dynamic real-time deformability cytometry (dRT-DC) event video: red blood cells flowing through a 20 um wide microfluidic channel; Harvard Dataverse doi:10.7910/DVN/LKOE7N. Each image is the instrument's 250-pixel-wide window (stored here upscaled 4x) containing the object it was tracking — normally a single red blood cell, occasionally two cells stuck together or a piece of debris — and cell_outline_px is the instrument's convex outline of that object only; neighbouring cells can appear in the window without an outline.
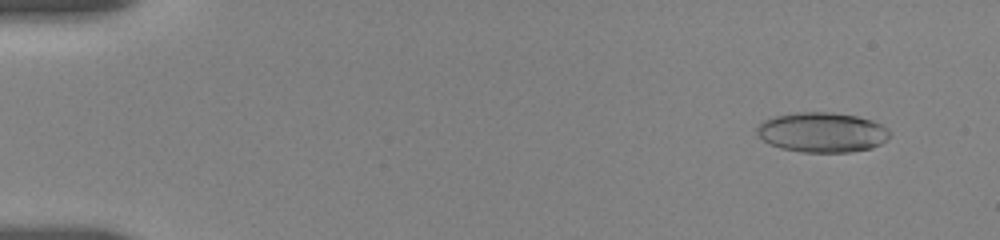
{"species": "human", "species_latin": "Homo sapiens", "temperature_condition": "room temperature", "stored_images_in_passage": 48, "camera_frame_rate_fps": 3000, "um_per_image_px": 0.085, "donor": {"sex": "female"}, "frame": {"image": 1, "passage_image": 9, "time_ms": 1.333, "image_size_px": [1000, 240], "cell_outline_px": [[888, 136], [880, 144], [872, 148], [848, 152], [804, 152], [780, 148], [764, 140], [756, 132], [756, 128], [764, 120], [776, 116], [796, 112], [832, 112], [856, 116], [872, 120], [888, 128]], "centroid_in_image_um": [69.87, 11.24], "position_along_channel_um": 15.1, "area_um2": 30.63}}
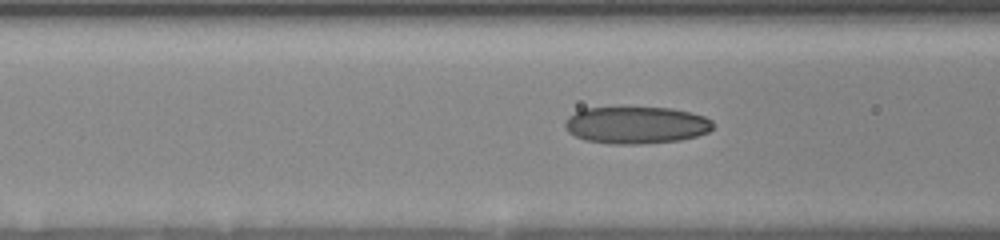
{"frame": {"image": 2, "passage_image": 38, "time_ms": 7.333, "image_size_px": [1000, 240], "cell_outline_px": [[712, 128], [708, 132], [696, 136], [680, 140], [636, 144], [612, 144], [584, 140], [568, 132], [564, 124], [568, 116], [584, 108], [672, 108], [704, 116], [712, 120]], "centroid_in_image_um": [54.06, 10.64], "position_along_channel_um": 112.5, "area_um2": 31.79}}
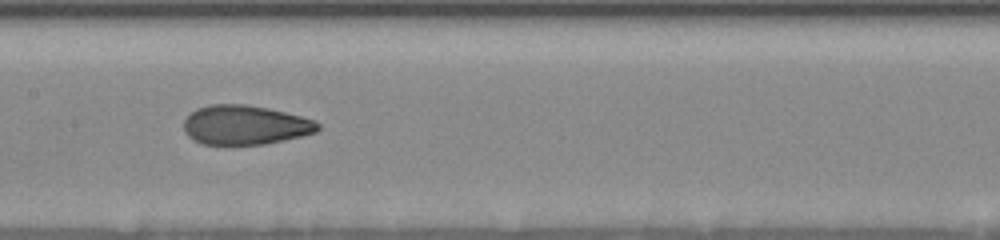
{"frame": {"image": 3, "passage_image": 47, "time_ms": 9.333, "image_size_px": [1000, 240], "cell_outline_px": [[320, 128], [316, 132], [300, 136], [264, 144], [204, 144], [192, 140], [184, 132], [184, 120], [196, 108], [208, 104], [248, 104], [268, 108], [316, 120], [320, 124]], "centroid_in_image_um": [20.82, 10.61], "position_along_channel_um": 186.6, "area_um2": 30.75}}